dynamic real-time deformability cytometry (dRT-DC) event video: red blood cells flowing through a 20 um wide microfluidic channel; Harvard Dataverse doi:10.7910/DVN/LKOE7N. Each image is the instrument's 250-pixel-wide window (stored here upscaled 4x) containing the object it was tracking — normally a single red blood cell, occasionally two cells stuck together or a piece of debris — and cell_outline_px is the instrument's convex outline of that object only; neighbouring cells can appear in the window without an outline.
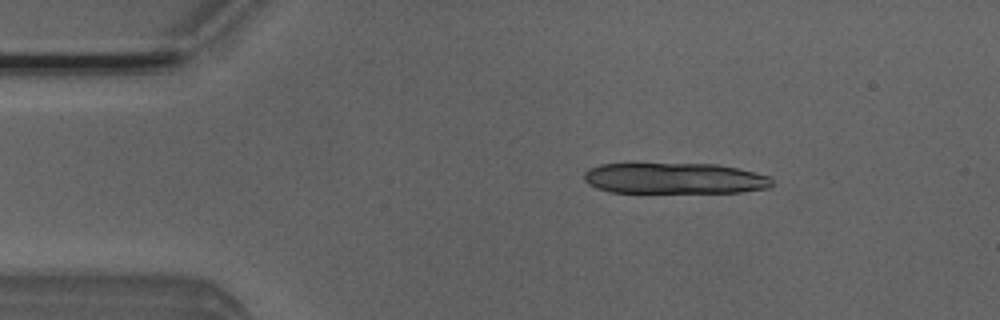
{"species": "Egyptian fruit bat (a non-hibernating species)", "species_latin": "Rousettus aegyptiacus", "temperature_condition": "room temperature", "stored_images_in_passage": 14, "camera_frame_rate_fps": 3000, "um_per_image_px": 0.085, "animal": {"sex": "male"}, "frame": {"image": 1, "passage_image": 8, "time_ms": 2.333, "image_size_px": [1000, 320], "cell_outline_px": [[772, 184], [768, 188], [740, 192], [612, 192], [596, 188], [588, 184], [584, 180], [584, 172], [588, 168], [600, 164], [716, 164], [736, 168], [768, 176], [772, 180]], "centroid_in_image_um": [57.28, 15.16], "position_along_channel_um": 27.7, "area_um2": 33.7}}